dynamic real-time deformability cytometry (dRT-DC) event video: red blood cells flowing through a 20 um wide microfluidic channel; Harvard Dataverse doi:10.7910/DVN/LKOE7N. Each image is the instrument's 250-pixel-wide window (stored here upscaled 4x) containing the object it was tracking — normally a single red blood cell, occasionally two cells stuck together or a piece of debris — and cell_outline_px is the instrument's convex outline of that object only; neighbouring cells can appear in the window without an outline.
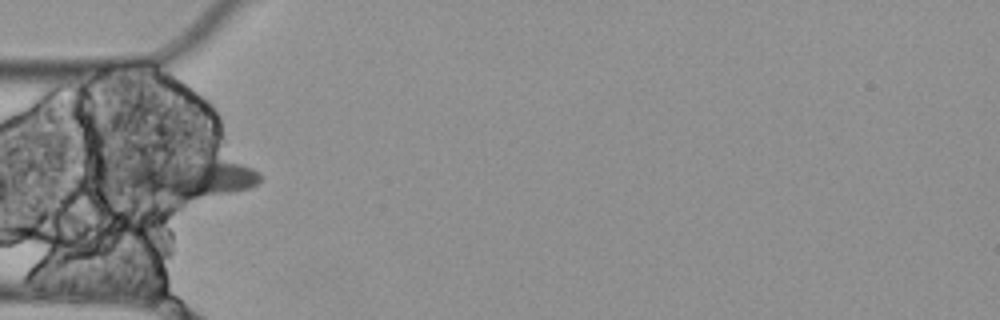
{"species": "Egyptian fruit bat (a non-hibernating species)", "species_latin": "Rousettus aegyptiacus", "temperature_condition": "cold", "stored_images_in_passage": 1, "camera_frame_rate_fps": 3000, "um_per_image_px": 0.085, "animal": {"sex": "female"}, "frame": {"image": 1, "passage_image": 1, "time_ms": 0.0, "image_size_px": [1000, 320], "cell_outline_px": [[260, 180], [256, 184], [248, 188], [232, 192], [184, 200], [176, 200], [128, 184], [120, 168], [136, 160], [148, 160], [240, 164], [252, 168], [260, 172]], "centroid_in_image_um": [16.08, 15.13], "position_along_channel_um": 68.9, "area_um2": 29.54}}